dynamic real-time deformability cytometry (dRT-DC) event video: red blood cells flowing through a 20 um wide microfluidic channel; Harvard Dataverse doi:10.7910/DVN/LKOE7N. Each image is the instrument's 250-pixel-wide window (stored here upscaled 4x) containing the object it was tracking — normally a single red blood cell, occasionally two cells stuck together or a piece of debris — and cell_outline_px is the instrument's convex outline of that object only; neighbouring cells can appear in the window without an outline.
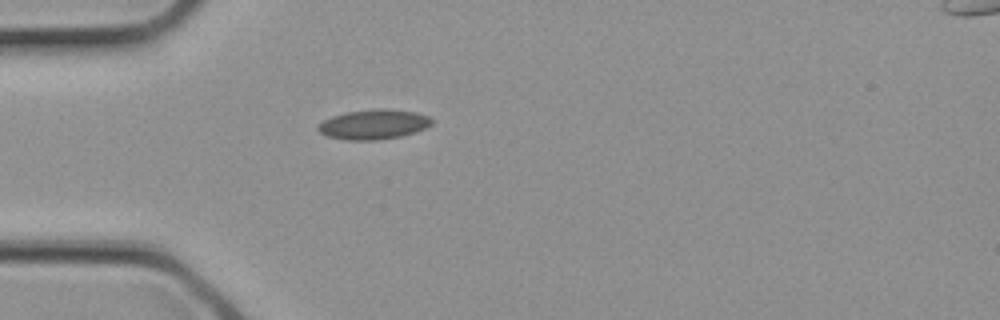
{"species": "common noctule bat (a hibernating species)", "species_latin": "Nyctalus noctula", "temperature_condition": "cold", "stored_images_in_passage": 1, "camera_frame_rate_fps": 3000, "um_per_image_px": 0.085, "animal": {"sex": "female", "body_mass_g": 21.9}, "frame": {"image": 1, "passage_image": 1, "time_ms": 0.0, "image_size_px": [1000, 320], "cell_outline_px": [[432, 124], [416, 132], [400, 136], [380, 140], [348, 140], [328, 136], [320, 132], [316, 128], [316, 124], [332, 116], [348, 112], [376, 108], [384, 108], [416, 112], [428, 116], [432, 120]], "centroid_in_image_um": [31.75, 10.57], "position_along_channel_um": 53.3, "area_um2": 19.77}}